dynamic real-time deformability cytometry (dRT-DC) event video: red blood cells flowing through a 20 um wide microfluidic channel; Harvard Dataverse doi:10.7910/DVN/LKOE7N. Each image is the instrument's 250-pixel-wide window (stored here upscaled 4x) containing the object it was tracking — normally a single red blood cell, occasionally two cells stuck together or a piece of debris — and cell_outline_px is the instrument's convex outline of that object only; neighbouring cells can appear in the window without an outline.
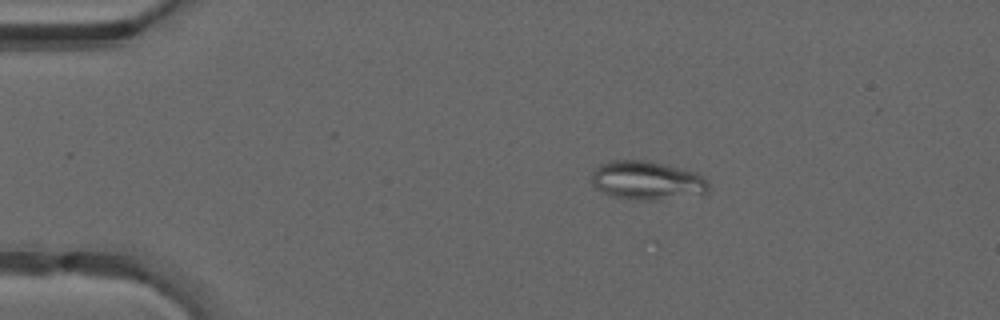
{"species": "common noctule bat (a hibernating species)", "species_latin": "Nyctalus noctula", "temperature_condition": "warm", "stored_images_in_passage": 40, "camera_frame_rate_fps": 3000, "um_per_image_px": 0.085, "animal": {"sex": "male", "forearm_length_mm": 52.5}, "frame": {"image": 1, "passage_image": 1, "time_ms": 0.0, "image_size_px": [1000, 320], "cell_outline_px": [[708, 192], [656, 200], [632, 200], [608, 196], [596, 188], [592, 184], [592, 172], [600, 164], [612, 160], [648, 160], [696, 172], [704, 176], [708, 184]], "centroid_in_image_um": [54.95, 15.34], "position_along_channel_um": 30.1, "area_um2": 26.47}}
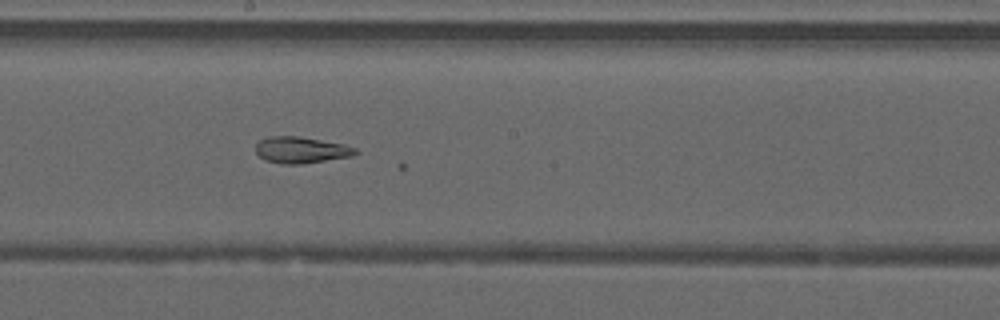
{"frame": {"image": 2, "passage_image": 19, "time_ms": 6.0, "image_size_px": [1000, 320], "cell_outline_px": [[360, 152], [352, 156], [300, 164], [280, 164], [264, 160], [256, 152], [256, 144], [260, 140], [268, 136], [300, 136], [344, 144], [356, 148]], "centroid_in_image_um": [25.59, 12.74], "position_along_channel_um": 222.6, "area_um2": 15.43}}
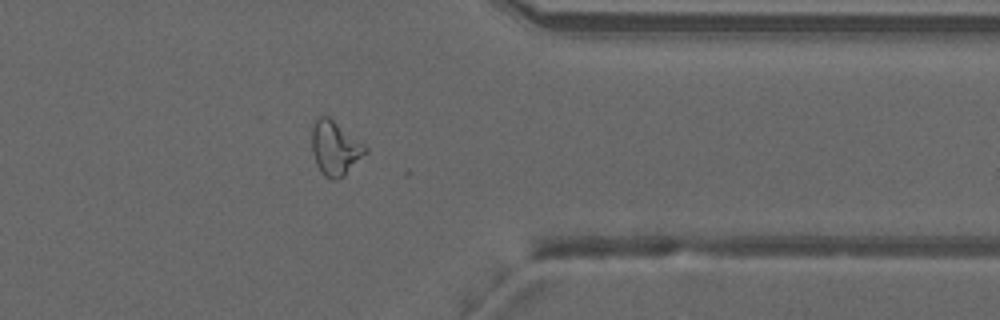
{"frame": {"image": 3, "passage_image": 31, "time_ms": 10.0, "image_size_px": [1000, 320], "cell_outline_px": [[368, 152], [344, 176], [336, 180], [332, 180], [324, 176], [320, 172], [316, 164], [312, 152], [312, 128], [316, 116], [328, 116], [364, 144], [368, 148]], "centroid_in_image_um": [28.47, 12.61], "position_along_channel_um": 382.9, "area_um2": 17.05}}